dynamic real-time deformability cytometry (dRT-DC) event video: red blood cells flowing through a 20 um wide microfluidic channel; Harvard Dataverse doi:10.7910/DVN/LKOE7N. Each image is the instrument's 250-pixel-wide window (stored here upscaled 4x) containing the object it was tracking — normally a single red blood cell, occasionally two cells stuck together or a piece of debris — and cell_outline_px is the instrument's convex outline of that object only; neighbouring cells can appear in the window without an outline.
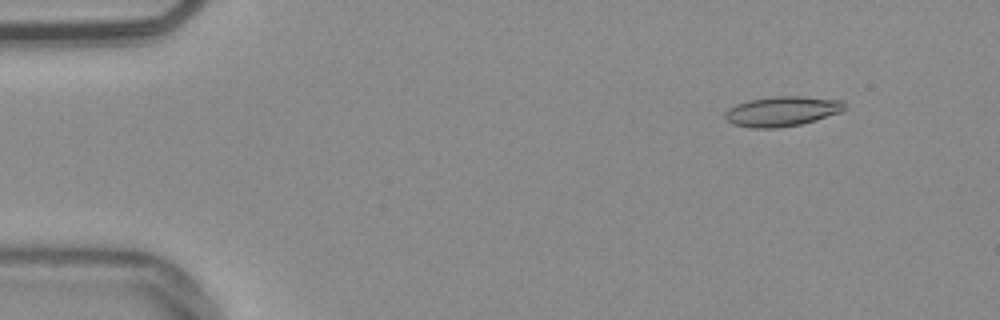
{"species": "common noctule bat (a hibernating species)", "species_latin": "Nyctalus noctula", "temperature_condition": "warm", "stored_images_in_passage": 17, "camera_frame_rate_fps": 3000, "um_per_image_px": 0.085, "animal": {"sex": "male", "body_mass_g": 20.4}, "frame": {"image": 1, "passage_image": 6, "time_ms": 1.667, "image_size_px": [1000, 320], "cell_outline_px": [[844, 108], [840, 112], [816, 120], [800, 124], [776, 128], [752, 128], [732, 124], [724, 116], [724, 112], [728, 108], [736, 104], [748, 100], [776, 96], [804, 96], [844, 100]], "centroid_in_image_um": [66.45, 9.45], "position_along_channel_um": 18.5, "area_um2": 20.87}}
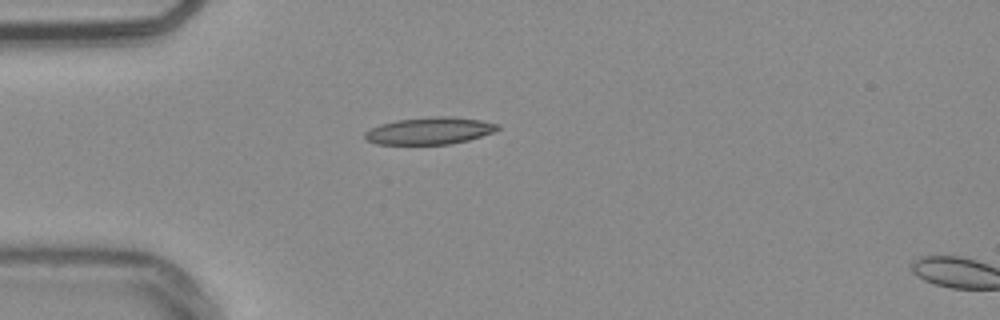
{"frame": {"image": 2, "passage_image": 15, "time_ms": 4.667, "image_size_px": [1000, 320], "cell_outline_px": [[500, 128], [492, 132], [468, 140], [452, 144], [376, 144], [364, 140], [364, 132], [380, 124], [396, 120], [432, 116], [448, 116], [480, 120], [500, 124]], "centroid_in_image_um": [36.49, 11.12], "position_along_channel_um": 48.5, "area_um2": 20.98}}